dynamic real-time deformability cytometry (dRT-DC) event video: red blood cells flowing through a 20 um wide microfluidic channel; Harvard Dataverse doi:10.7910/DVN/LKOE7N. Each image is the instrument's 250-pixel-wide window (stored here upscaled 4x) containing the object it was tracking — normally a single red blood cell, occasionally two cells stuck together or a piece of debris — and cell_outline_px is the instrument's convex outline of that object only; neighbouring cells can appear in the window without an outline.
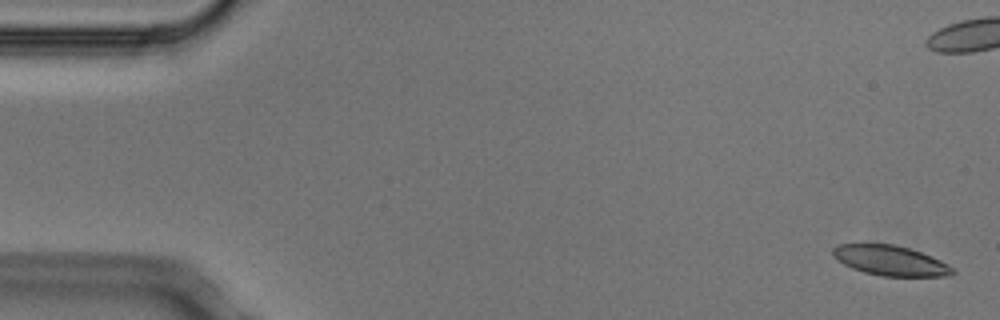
{"species": "Egyptian fruit bat (a non-hibernating species)", "species_latin": "Rousettus aegyptiacus", "temperature_condition": "cold", "stored_images_in_passage": 4, "segment_of_instrument_passage": [2, 2], "camera_frame_rate_fps": 3000, "um_per_image_px": 0.085, "animal": {"sex": "male"}, "frame": {"image": 1, "passage_image": 4, "time_ms": 1.0, "image_size_px": [1000, 320], "cell_outline_px": [[956, 272], [952, 276], [880, 276], [864, 272], [852, 268], [844, 264], [832, 256], [832, 248], [836, 244], [896, 244], [932, 256], [948, 264]], "centroid_in_image_um": [75.68, 22.15], "position_along_channel_um": 9.3, "area_um2": 21.04}}